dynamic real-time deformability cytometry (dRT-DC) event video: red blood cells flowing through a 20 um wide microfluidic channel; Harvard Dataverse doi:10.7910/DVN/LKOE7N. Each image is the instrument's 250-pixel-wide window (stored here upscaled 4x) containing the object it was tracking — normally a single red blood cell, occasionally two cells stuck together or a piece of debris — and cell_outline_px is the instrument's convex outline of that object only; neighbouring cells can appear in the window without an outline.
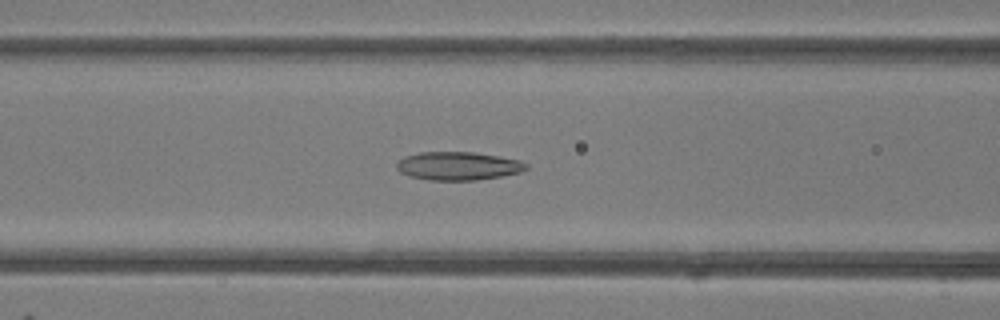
{"species": "common noctule bat (a hibernating species)", "species_latin": "Nyctalus noctula", "temperature_condition": "room temperature", "stored_images_in_passage": 17, "camera_frame_rate_fps": 3000, "um_per_image_px": 0.085, "animal": {"sex": "female"}, "frame": {"image": 1, "passage_image": 8, "time_ms": 2.333, "image_size_px": [1000, 320], "cell_outline_px": [[528, 168], [520, 172], [500, 176], [476, 180], [428, 180], [408, 176], [400, 172], [396, 168], [396, 164], [404, 156], [420, 152], [472, 152], [500, 156], [520, 160], [528, 164]], "centroid_in_image_um": [38.93, 14.1], "position_along_channel_um": 127.7, "area_um2": 21.44}}
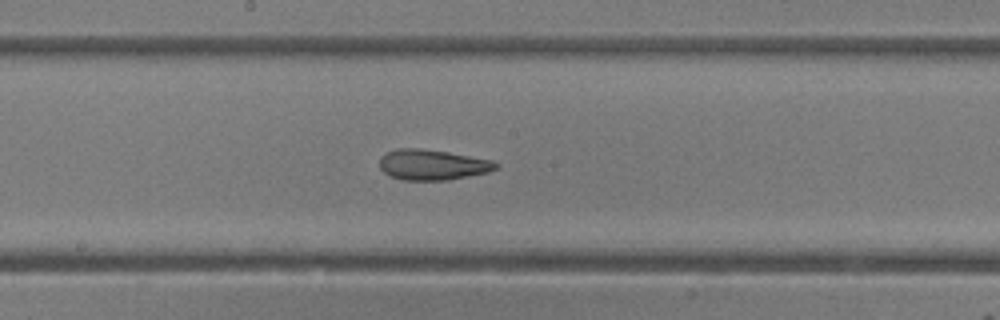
{"frame": {"image": 2, "passage_image": 14, "time_ms": 4.333, "image_size_px": [1000, 320], "cell_outline_px": [[500, 164], [496, 168], [488, 172], [448, 180], [400, 180], [384, 172], [380, 168], [380, 156], [396, 148], [420, 148], [448, 152], [492, 160]], "centroid_in_image_um": [36.75, 14.0], "position_along_channel_um": 211.5, "area_um2": 20.63}}
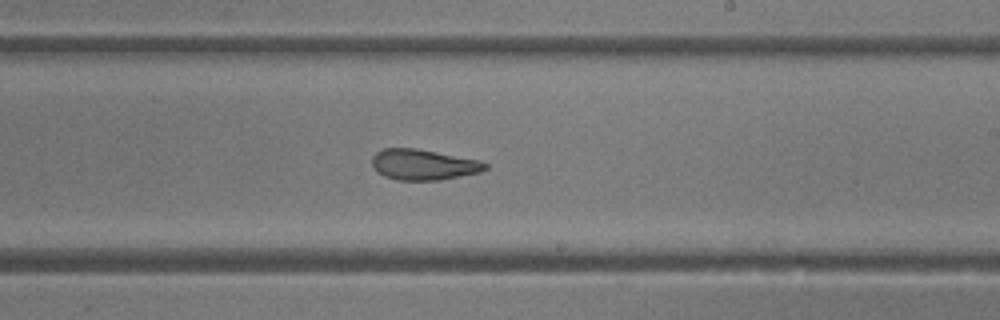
{"frame": {"image": 3, "passage_image": 17, "time_ms": 5.333, "image_size_px": [1000, 320], "cell_outline_px": [[488, 168], [480, 172], [440, 180], [396, 180], [384, 176], [376, 172], [372, 164], [372, 156], [376, 152], [384, 148], [416, 148], [480, 160], [488, 164]], "centroid_in_image_um": [35.98, 13.99], "position_along_channel_um": 253.0, "area_um2": 20.35}}